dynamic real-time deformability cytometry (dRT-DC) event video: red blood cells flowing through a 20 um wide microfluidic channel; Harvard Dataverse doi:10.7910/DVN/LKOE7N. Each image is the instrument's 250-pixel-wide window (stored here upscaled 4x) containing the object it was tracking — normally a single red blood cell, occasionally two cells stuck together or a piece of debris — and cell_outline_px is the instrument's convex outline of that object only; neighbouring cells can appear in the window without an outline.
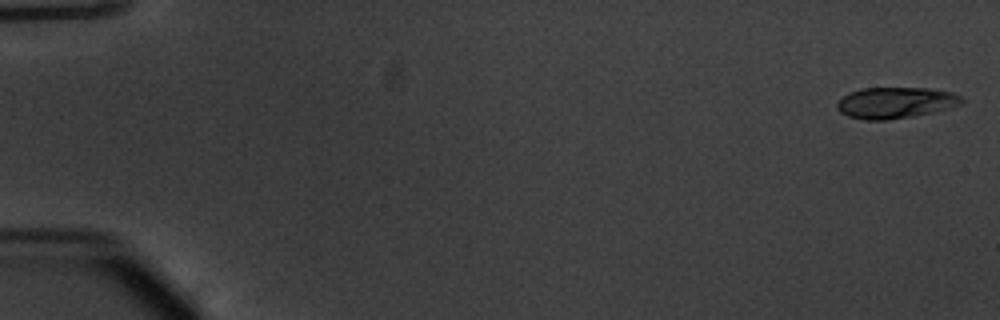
{"species": "common noctule bat (a hibernating species)", "species_latin": "Nyctalus noctula", "temperature_condition": "warm", "stored_images_in_passage": 12, "camera_frame_rate_fps": 3000, "um_per_image_px": 0.085, "animal": {"sex": "male", "body_mass_g": 20.1, "forearm_length_mm": 53.5}, "frame": {"image": 1, "passage_image": 1, "time_ms": 0.0, "image_size_px": [1000, 320], "cell_outline_px": [[964, 100], [960, 104], [932, 112], [912, 116], [888, 120], [864, 120], [848, 116], [840, 112], [836, 108], [836, 104], [848, 92], [860, 88], [928, 88], [952, 92], [960, 96]], "centroid_in_image_um": [76.07, 8.73], "position_along_channel_um": 8.9, "area_um2": 22.54}}